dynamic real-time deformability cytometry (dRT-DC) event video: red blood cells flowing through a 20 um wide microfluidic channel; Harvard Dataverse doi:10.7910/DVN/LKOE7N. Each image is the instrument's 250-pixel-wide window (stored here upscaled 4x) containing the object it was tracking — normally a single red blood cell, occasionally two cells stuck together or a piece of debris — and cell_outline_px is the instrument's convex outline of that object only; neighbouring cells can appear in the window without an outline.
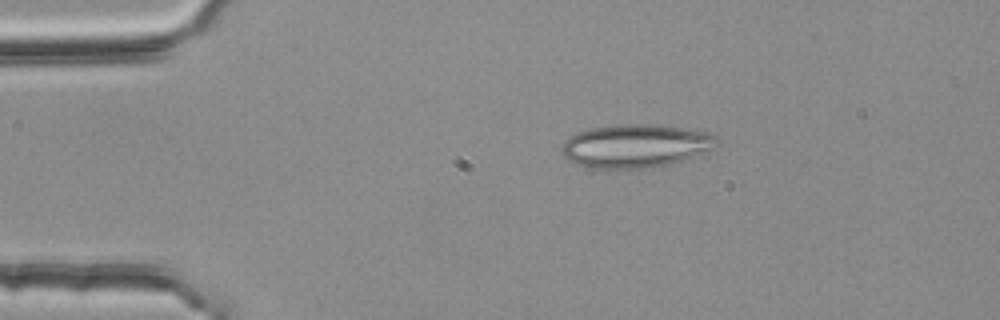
{"species": "common noctule bat (a hibernating species)", "species_latin": "Nyctalus noctula", "temperature_condition": "room temperature", "stored_images_in_passage": 45, "camera_frame_rate_fps": 3000, "um_per_image_px": 0.085, "animal": {"sex": "female", "body_mass_g": 25.1}, "frame": {"image": 1, "passage_image": 2, "time_ms": 0.333, "image_size_px": [1000, 320], "cell_outline_px": [[716, 140], [712, 148], [704, 152], [668, 164], [644, 168], [592, 168], [576, 164], [568, 160], [564, 156], [560, 148], [564, 140], [576, 132], [588, 128], [620, 124], [656, 124], [708, 132], [716, 136]], "centroid_in_image_um": [53.94, 12.39], "position_along_channel_um": 31.1, "area_um2": 38.9}}
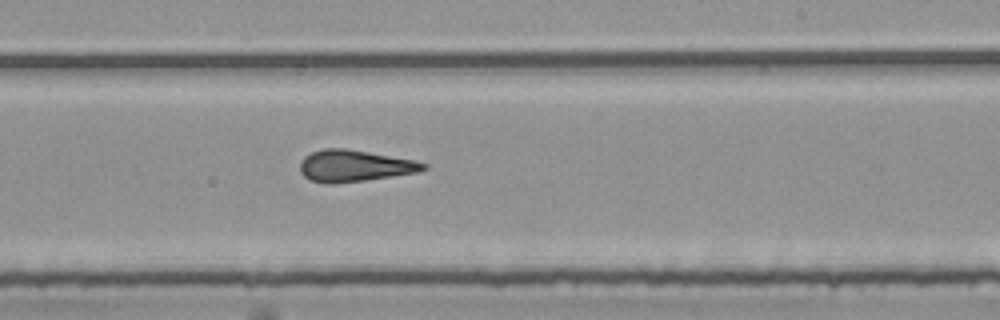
{"frame": {"image": 2, "passage_image": 24, "time_ms": 7.667, "image_size_px": [1000, 320], "cell_outline_px": [[428, 168], [416, 172], [364, 180], [336, 184], [324, 184], [312, 180], [304, 176], [300, 172], [300, 160], [304, 156], [312, 152], [324, 148], [344, 148], [416, 160], [428, 164]], "centroid_in_image_um": [30.1, 14.09], "position_along_channel_um": 258.9, "area_um2": 22.72}}
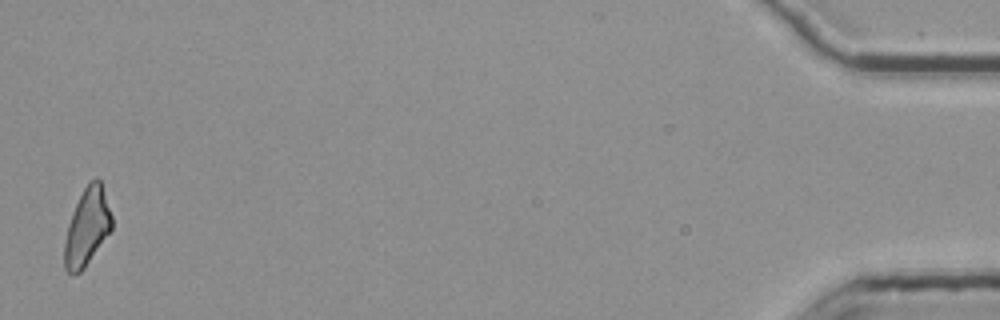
{"frame": {"image": 3, "passage_image": 45, "time_ms": 14.667, "image_size_px": [1000, 320], "cell_outline_px": [[112, 228], [84, 268], [80, 272], [72, 276], [64, 268], [64, 240], [68, 224], [72, 212], [84, 188], [96, 176], [100, 180], [112, 216]], "centroid_in_image_um": [7.38, 19.33], "position_along_channel_um": 427.8, "area_um2": 21.1}, "authors_computed_cell_mechanics": {"area_um2": 22.542, "velocity_mm_per_s": 3.7987, "shape_relaxation_time_tau1_ms": null, "shape_relaxation_time_tau2_ms": 2.563, "deformation_change_tau1": null, "deformation_change_tau2": 0.1358}}